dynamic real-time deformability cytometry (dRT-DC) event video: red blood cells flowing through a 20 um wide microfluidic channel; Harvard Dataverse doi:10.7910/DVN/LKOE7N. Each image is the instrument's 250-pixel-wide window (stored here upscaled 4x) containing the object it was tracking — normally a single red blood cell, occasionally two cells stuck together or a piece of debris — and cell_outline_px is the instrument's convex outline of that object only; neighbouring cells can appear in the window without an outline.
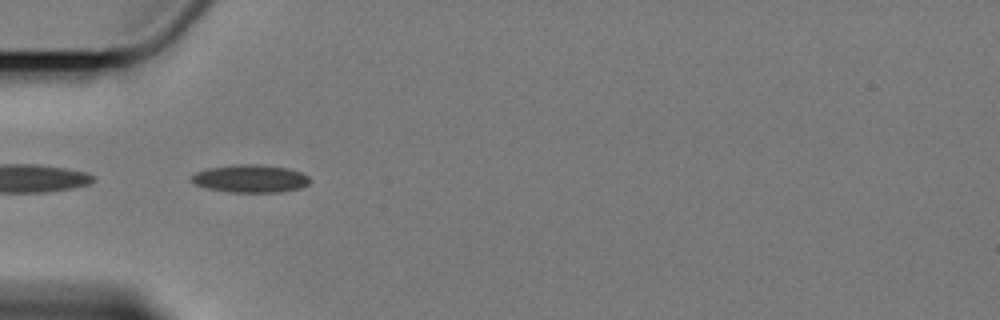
{"species": "Egyptian fruit bat (a non-hibernating species)", "species_latin": "Rousettus aegyptiacus", "temperature_condition": "cold", "stored_images_in_passage": 6, "segment_of_instrument_passage": [2, 2], "camera_frame_rate_fps": 3000, "um_per_image_px": 0.085, "animal": {"sex": "female"}, "frame": {"image": 1, "passage_image": 5, "time_ms": 6.0, "image_size_px": [1000, 320], "cell_outline_px": [[312, 180], [308, 184], [300, 188], [280, 192], [228, 192], [208, 188], [192, 184], [188, 180], [196, 172], [208, 168], [236, 164], [260, 164], [288, 168], [304, 172]], "centroid_in_image_um": [21.29, 15.18], "position_along_channel_um": 63.7, "area_um2": 19.48}}